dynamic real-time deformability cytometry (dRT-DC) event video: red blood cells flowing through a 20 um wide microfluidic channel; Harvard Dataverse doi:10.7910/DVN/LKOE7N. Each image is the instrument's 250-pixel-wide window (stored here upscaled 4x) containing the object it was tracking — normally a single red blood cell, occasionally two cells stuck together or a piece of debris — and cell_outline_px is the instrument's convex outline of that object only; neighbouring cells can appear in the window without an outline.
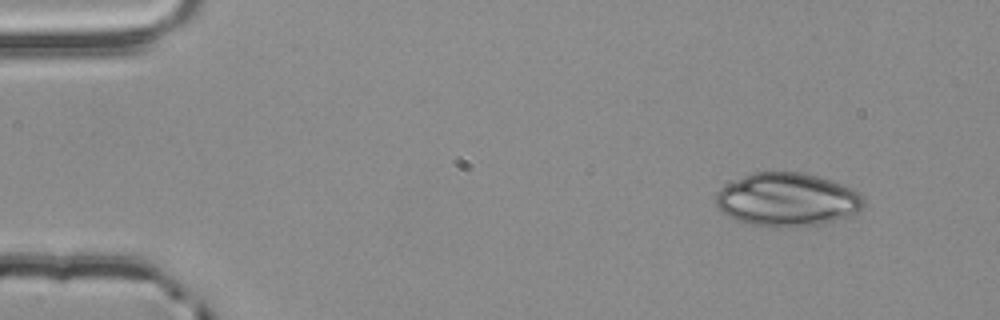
{"species": "common noctule bat (a hibernating species)", "species_latin": "Nyctalus noctula", "temperature_condition": "room temperature", "stored_images_in_passage": 3, "camera_frame_rate_fps": 3000, "um_per_image_px": 0.085, "animal": {"sex": "male", "body_mass_g": 20.4}, "frame": {"image": 1, "passage_image": 1, "time_ms": 0.0, "image_size_px": [1000, 320], "cell_outline_px": [[864, 204], [856, 212], [848, 216], [816, 224], [792, 228], [776, 228], [752, 224], [728, 216], [716, 204], [716, 192], [720, 188], [752, 172], [800, 172], [816, 176], [852, 188], [860, 192], [864, 196]], "centroid_in_image_um": [66.91, 16.97], "position_along_channel_um": 18.1, "area_um2": 45.55}}
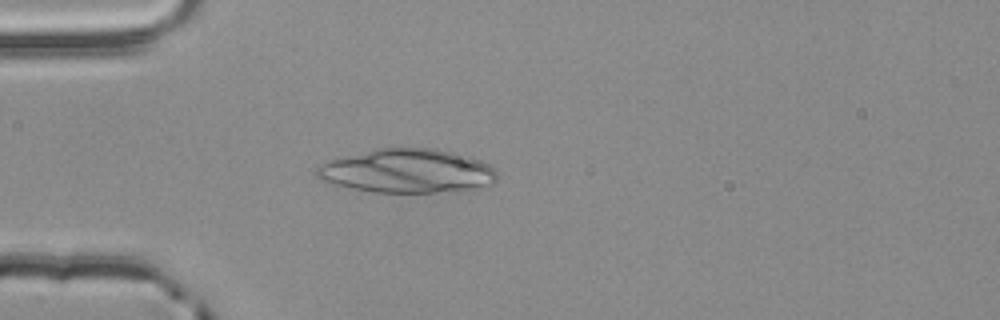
{"frame": {"image": 2, "passage_image": 3, "time_ms": 0.667, "image_size_px": [1000, 320], "cell_outline_px": [[496, 180], [492, 184], [472, 192], [376, 192], [352, 188], [320, 180], [316, 176], [316, 168], [320, 164], [344, 156], [376, 148], [436, 148], [464, 152], [488, 164], [496, 172]], "centroid_in_image_um": [34.73, 14.53], "position_along_channel_um": 50.3, "area_um2": 46.93}}